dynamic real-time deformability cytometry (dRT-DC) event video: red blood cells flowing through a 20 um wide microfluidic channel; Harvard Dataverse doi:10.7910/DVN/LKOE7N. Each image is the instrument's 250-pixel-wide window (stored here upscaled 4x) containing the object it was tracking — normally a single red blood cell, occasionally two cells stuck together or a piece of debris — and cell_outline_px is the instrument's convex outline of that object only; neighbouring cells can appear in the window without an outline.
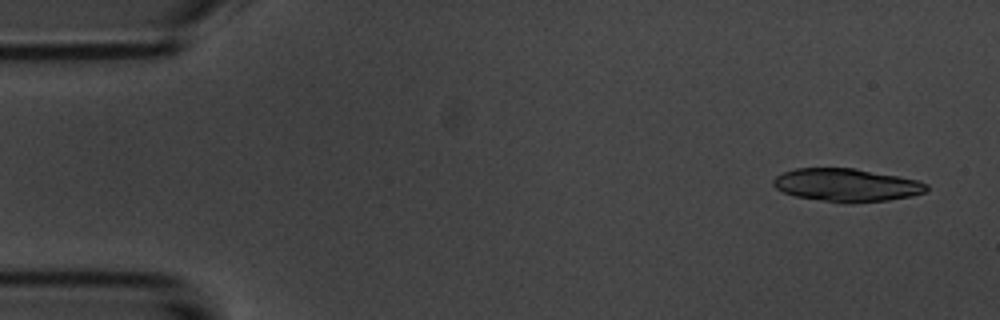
{"species": "common noctule bat (a hibernating species)", "species_latin": "Nyctalus noctula", "temperature_condition": "room temperature", "stored_images_in_passage": 7, "camera_frame_rate_fps": 3000, "um_per_image_px": 0.085, "animal": {"sex": "male", "body_mass_g": 20.1, "forearm_length_mm": 53.5}, "frame": {"image": 1, "passage_image": 1, "time_ms": 0.0, "image_size_px": [1000, 320], "cell_outline_px": [[928, 188], [924, 192], [912, 196], [888, 200], [852, 204], [848, 204], [796, 196], [784, 192], [776, 188], [772, 184], [772, 180], [776, 176], [784, 172], [796, 168], [856, 168], [916, 180], [928, 184]], "centroid_in_image_um": [71.95, 15.73], "position_along_channel_um": 13.0, "area_um2": 29.42}}
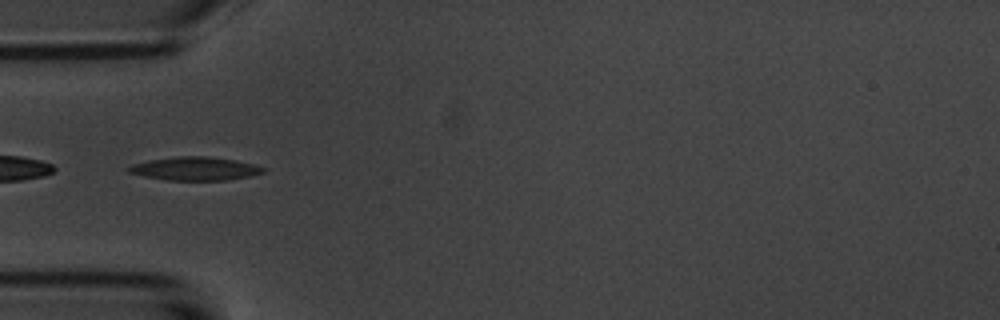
{"frame": {"image": 2, "passage_image": 5, "time_ms": 4.667, "image_size_px": [1000, 320], "cell_outline_px": [[268, 168], [264, 172], [248, 176], [224, 180], [168, 180], [144, 176], [128, 172], [128, 168], [132, 164], [148, 160], [176, 156], [208, 156], [236, 160]], "centroid_in_image_um": [16.57, 14.32], "position_along_channel_um": 68.4, "area_um2": 18.26}}
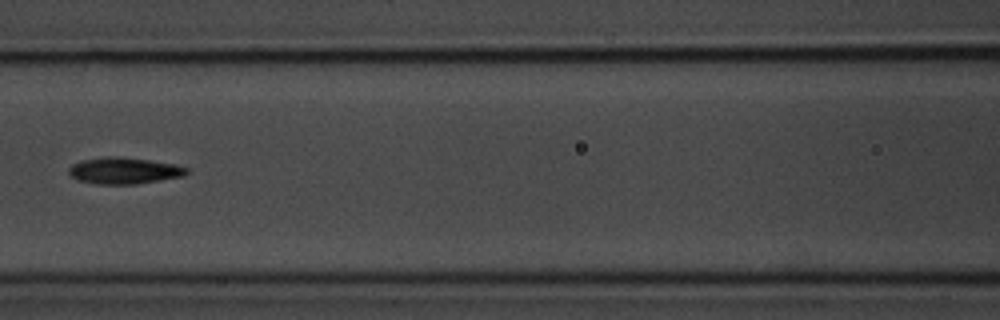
{"frame": {"image": 3, "passage_image": 7, "time_ms": 7.0, "image_size_px": [1000, 320], "cell_outline_px": [[188, 172], [184, 176], [136, 184], [96, 184], [80, 180], [72, 176], [68, 172], [68, 168], [72, 164], [80, 160], [108, 156], [120, 156], [176, 164], [188, 168]], "centroid_in_image_um": [10.55, 14.5], "position_along_channel_um": 156.1, "area_um2": 18.21}}